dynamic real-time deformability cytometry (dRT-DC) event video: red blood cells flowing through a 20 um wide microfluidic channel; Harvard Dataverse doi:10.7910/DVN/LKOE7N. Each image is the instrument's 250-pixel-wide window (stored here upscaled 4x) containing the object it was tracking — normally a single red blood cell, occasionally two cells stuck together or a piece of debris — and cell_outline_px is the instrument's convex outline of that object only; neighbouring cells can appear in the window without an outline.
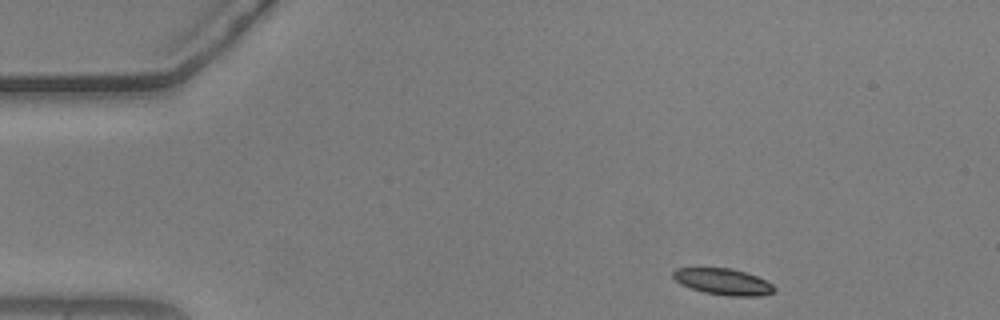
{"species": "common noctule bat (a hibernating species)", "species_latin": "Nyctalus noctula", "temperature_condition": "warm", "stored_images_in_passage": 49, "camera_frame_rate_fps": 3000, "um_per_image_px": 0.085, "animal": {"sex": "male", "body_mass_g": 20.5, "forearm_length_mm": 52.5}, "frame": {"image": 1, "passage_image": 1, "time_ms": 0.0, "image_size_px": [1000, 320], "cell_outline_px": [[776, 288], [772, 292], [760, 296], [728, 296], [704, 292], [680, 284], [672, 276], [672, 272], [676, 268], [732, 268], [756, 276], [772, 284]], "centroid_in_image_um": [61.45, 23.94], "position_along_channel_um": 23.6, "area_um2": 15.37}}
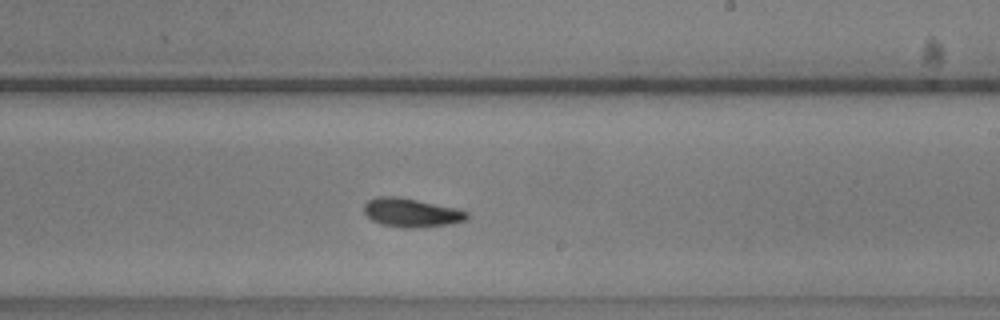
{"frame": {"image": 2, "passage_image": 26, "time_ms": 8.333, "image_size_px": [1000, 320], "cell_outline_px": [[468, 216], [464, 220], [452, 224], [412, 228], [408, 228], [380, 224], [372, 220], [364, 212], [364, 204], [368, 200], [376, 196], [396, 196], [456, 208], [468, 212]], "centroid_in_image_um": [34.93, 18.07], "position_along_channel_um": 254.1, "area_um2": 17.11}}
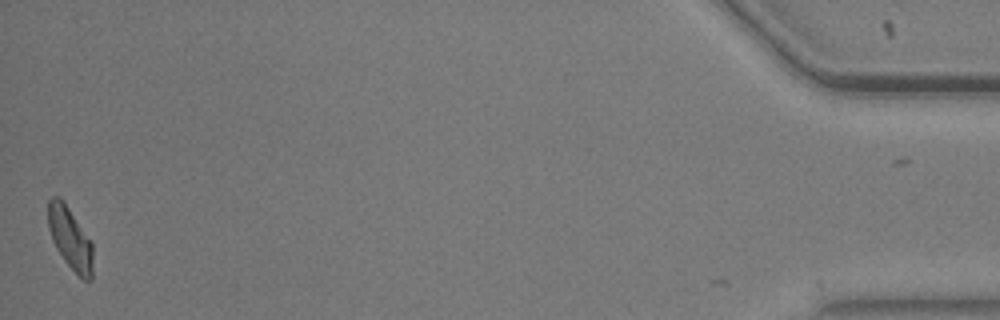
{"frame": {"image": 3, "passage_image": 48, "time_ms": 15.667, "image_size_px": [1000, 320], "cell_outline_px": [[92, 280], [84, 280], [64, 260], [56, 248], [52, 240], [48, 228], [48, 200], [52, 196], [60, 196], [64, 200], [92, 244]], "centroid_in_image_um": [5.93, 20.21], "position_along_channel_um": 429.3, "area_um2": 16.01}, "authors_computed_cell_mechanics": {"area_um2": 16.3574, "velocity_mm_per_s": 3.6676, "shape_relaxation_time_tau1_ms": 8.769, "shape_relaxation_time_tau2_ms": 4.072, "deformation_change_tau1": 0.1967, "deformation_change_tau2": 0.1003}}